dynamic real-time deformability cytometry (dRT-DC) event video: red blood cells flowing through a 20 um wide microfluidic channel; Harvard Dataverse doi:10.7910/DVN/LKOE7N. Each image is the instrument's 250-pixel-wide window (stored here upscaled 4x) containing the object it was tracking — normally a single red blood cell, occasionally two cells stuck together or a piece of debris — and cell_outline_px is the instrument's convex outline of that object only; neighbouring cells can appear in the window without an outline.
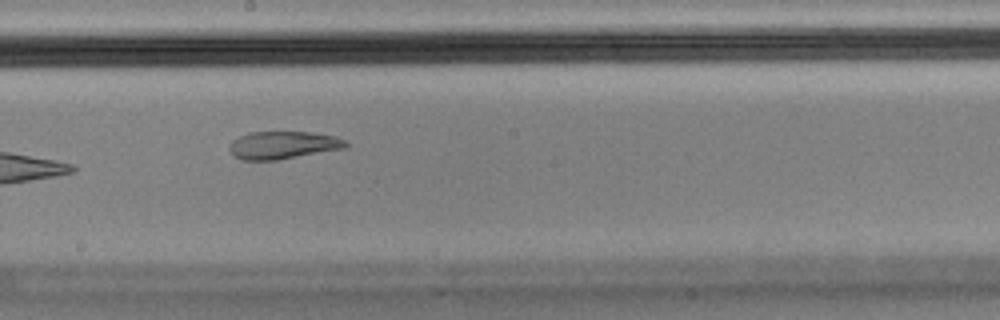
{"species": "Egyptian fruit bat (a non-hibernating species)", "species_latin": "Rousettus aegyptiacus", "temperature_condition": "cold", "stored_images_in_passage": 8, "camera_frame_rate_fps": 3000, "um_per_image_px": 0.085, "animal": {"sex": "male"}, "frame": {"image": 1, "passage_image": 8, "time_ms": 2.333, "image_size_px": [1000, 320], "cell_outline_px": [[348, 144], [344, 148], [276, 160], [244, 160], [236, 156], [228, 148], [232, 140], [248, 132], [312, 132], [336, 136], [348, 140]], "centroid_in_image_um": [24.08, 12.32], "position_along_channel_um": 224.1, "area_um2": 18.67}}